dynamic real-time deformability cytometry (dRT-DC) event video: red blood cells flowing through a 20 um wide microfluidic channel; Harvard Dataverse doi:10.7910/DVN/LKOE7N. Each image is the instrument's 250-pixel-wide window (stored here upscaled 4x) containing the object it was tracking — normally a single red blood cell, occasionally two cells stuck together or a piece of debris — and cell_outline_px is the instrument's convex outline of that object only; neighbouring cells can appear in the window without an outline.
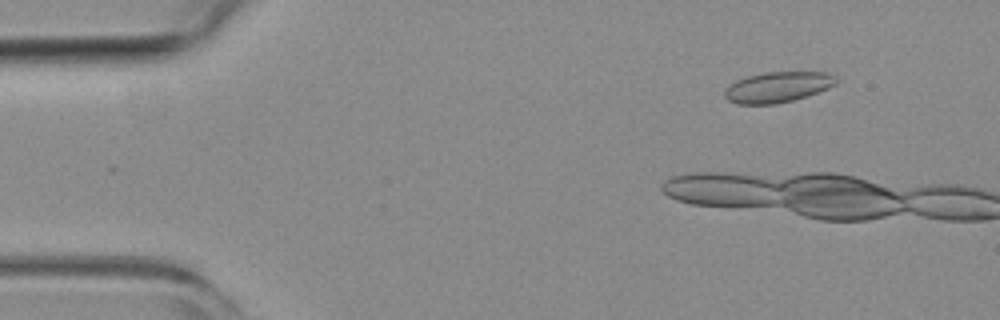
{"species": "common noctule bat (a hibernating species)", "species_latin": "Nyctalus noctula", "temperature_condition": "room temperature", "stored_images_in_passage": 6, "camera_frame_rate_fps": 3000, "um_per_image_px": 0.085, "animal": {"sex": "female", "body_mass_g": 19.3, "forearm_length_mm": 54.1}, "frame": {"image": 1, "passage_image": 4, "time_ms": 1.0, "image_size_px": [1000, 320], "cell_outline_px": [[840, 80], [836, 84], [828, 88], [808, 96], [776, 104], [736, 104], [728, 100], [724, 96], [724, 92], [728, 84], [744, 76], [764, 72], [828, 72], [836, 76]], "centroid_in_image_um": [66.1, 7.39], "position_along_channel_um": 18.9, "area_um2": 20.23}}